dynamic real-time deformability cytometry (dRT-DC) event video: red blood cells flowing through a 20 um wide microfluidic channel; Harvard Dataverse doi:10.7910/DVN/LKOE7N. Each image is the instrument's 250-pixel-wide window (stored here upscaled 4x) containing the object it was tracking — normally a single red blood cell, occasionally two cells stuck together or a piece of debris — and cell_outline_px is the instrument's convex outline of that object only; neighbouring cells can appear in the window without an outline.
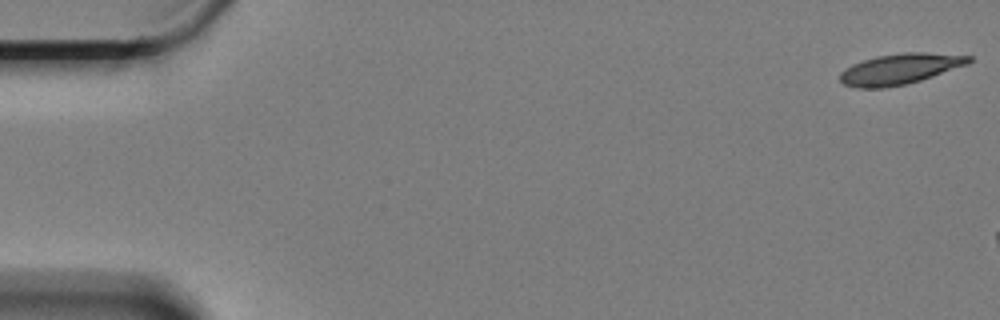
{"species": "Egyptian fruit bat (a non-hibernating species)", "species_latin": "Rousettus aegyptiacus", "temperature_condition": "cold", "stored_images_in_passage": 8, "camera_frame_rate_fps": 3000, "um_per_image_px": 0.085, "animal": {"sex": "female"}, "frame": {"image": 1, "passage_image": 1, "time_ms": 0.0, "image_size_px": [1000, 320], "cell_outline_px": [[972, 60], [968, 64], [920, 80], [904, 84], [884, 88], [856, 88], [844, 84], [840, 80], [840, 72], [852, 64], [876, 56], [904, 52], [924, 52], [972, 56]], "centroid_in_image_um": [76.48, 5.86], "position_along_channel_um": 8.5, "area_um2": 22.83}}